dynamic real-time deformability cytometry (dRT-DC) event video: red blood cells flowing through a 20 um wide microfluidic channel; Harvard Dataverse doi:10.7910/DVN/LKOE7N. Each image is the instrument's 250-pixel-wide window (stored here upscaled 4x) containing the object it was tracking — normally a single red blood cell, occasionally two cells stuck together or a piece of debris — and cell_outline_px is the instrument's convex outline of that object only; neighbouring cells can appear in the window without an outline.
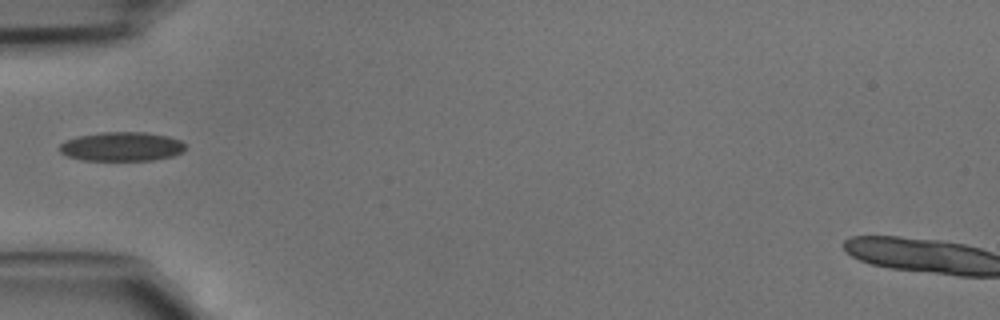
{"species": "common noctule bat (a hibernating species)", "species_latin": "Nyctalus noctula", "temperature_condition": "cold", "stored_images_in_passage": 31, "camera_frame_rate_fps": 3000, "um_per_image_px": 0.085, "animal": {"sex": "male", "body_mass_g": 15.6}, "frame": {"image": 1, "passage_image": 1, "time_ms": 0.0, "image_size_px": [1000, 320], "cell_outline_px": [[184, 152], [172, 156], [152, 160], [84, 160], [68, 156], [60, 152], [60, 144], [68, 140], [80, 136], [100, 132], [144, 132], [168, 136], [180, 140], [184, 144]], "centroid_in_image_um": [10.37, 12.45], "position_along_channel_um": 74.6, "area_um2": 21.15}}
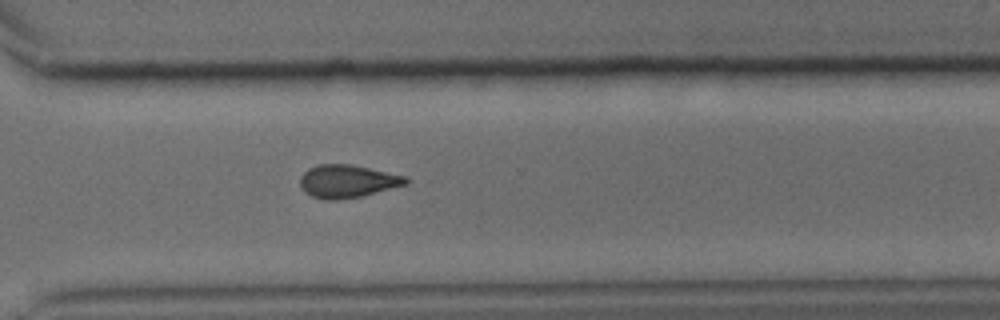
{"frame": {"image": 2, "passage_image": 19, "time_ms": 6.0, "image_size_px": [1000, 320], "cell_outline_px": [[408, 184], [360, 196], [336, 200], [324, 200], [312, 196], [304, 192], [300, 184], [300, 176], [308, 168], [320, 164], [352, 164], [408, 176]], "centroid_in_image_um": [29.53, 15.4], "position_along_channel_um": 341.1, "area_um2": 20.35}}
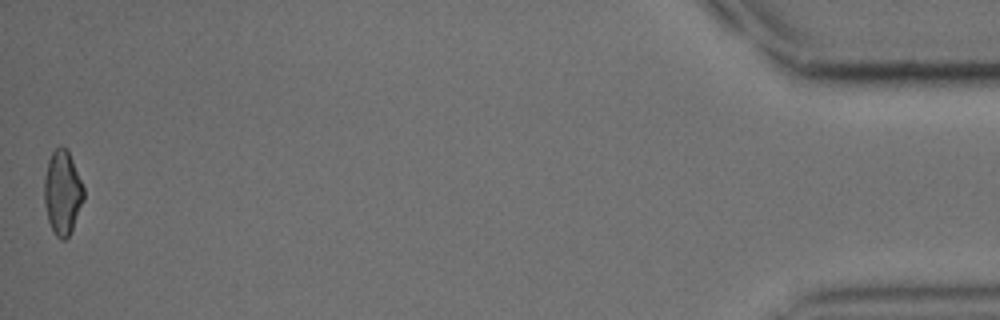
{"frame": {"image": 3, "passage_image": 31, "time_ms": 10.0, "image_size_px": [1000, 320], "cell_outline_px": [[84, 200], [72, 228], [68, 236], [64, 240], [60, 240], [56, 236], [48, 220], [44, 204], [44, 176], [48, 160], [52, 152], [60, 144], [68, 148], [84, 188]], "centroid_in_image_um": [5.3, 16.32], "position_along_channel_um": 429.9, "area_um2": 19.48}}